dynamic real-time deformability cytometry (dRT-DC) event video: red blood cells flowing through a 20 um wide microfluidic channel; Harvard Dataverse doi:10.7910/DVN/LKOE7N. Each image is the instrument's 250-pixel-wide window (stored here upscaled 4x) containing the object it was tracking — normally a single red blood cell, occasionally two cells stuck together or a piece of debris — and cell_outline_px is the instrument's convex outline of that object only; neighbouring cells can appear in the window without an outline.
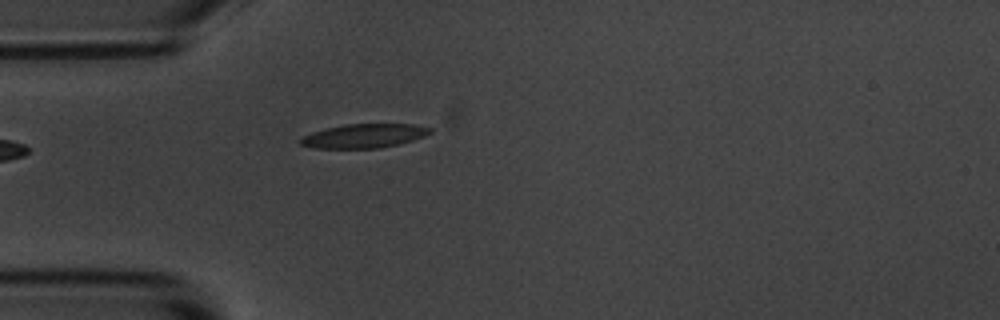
{"species": "common noctule bat (a hibernating species)", "species_latin": "Nyctalus noctula", "temperature_condition": "room temperature", "stored_images_in_passage": 5, "camera_frame_rate_fps": 3000, "um_per_image_px": 0.085, "animal": {"sex": "male", "body_mass_g": 20.1, "forearm_length_mm": 53.5}, "frame": {"image": 1, "passage_image": 5, "time_ms": 4.667, "image_size_px": [1000, 320], "cell_outline_px": [[432, 132], [424, 136], [412, 140], [396, 144], [376, 148], [312, 148], [300, 144], [300, 140], [304, 136], [312, 132], [324, 128], [344, 124], [412, 124], [432, 128]], "centroid_in_image_um": [30.92, 11.54], "position_along_channel_um": 54.1, "area_um2": 17.98}}